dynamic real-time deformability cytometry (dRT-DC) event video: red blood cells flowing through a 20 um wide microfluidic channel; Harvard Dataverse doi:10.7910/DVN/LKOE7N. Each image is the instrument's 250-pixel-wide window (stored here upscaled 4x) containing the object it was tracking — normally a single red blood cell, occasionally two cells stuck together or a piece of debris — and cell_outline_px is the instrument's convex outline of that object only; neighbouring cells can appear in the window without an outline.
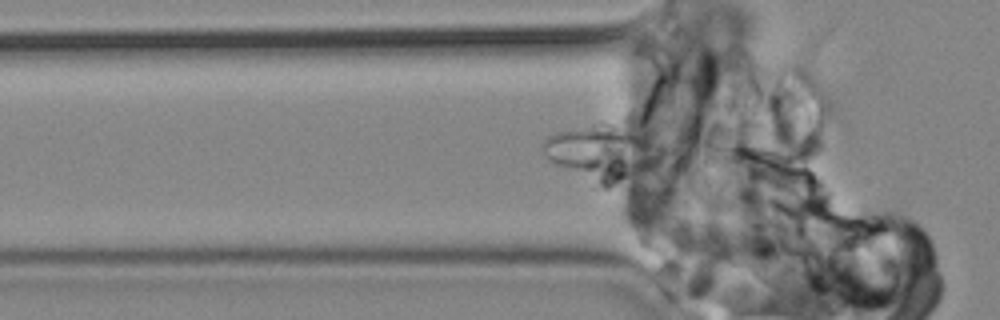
{"species": "common noctule bat (a hibernating species)", "species_latin": "Nyctalus noctula", "temperature_condition": "cold", "stored_images_in_passage": 78, "segment_of_instrument_passage": [1, 2], "camera_frame_rate_fps": 3000, "um_per_image_px": 0.085, "animal": {"sex": "male", "body_mass_g": 19.2, "forearm_length_mm": 51.8}, "frame": {"image": 1, "passage_image": 35, "time_ms": 11.333, "image_size_px": [1000, 320], "cell_outline_px": [[664, 160], [656, 168], [628, 176], [624, 176], [560, 168], [552, 164], [544, 156], [540, 144], [548, 136], [556, 132], [612, 124], [652, 140], [660, 148]], "centroid_in_image_um": [51.2, 12.82], "position_along_channel_um": 74.6, "area_um2": 33.52}}